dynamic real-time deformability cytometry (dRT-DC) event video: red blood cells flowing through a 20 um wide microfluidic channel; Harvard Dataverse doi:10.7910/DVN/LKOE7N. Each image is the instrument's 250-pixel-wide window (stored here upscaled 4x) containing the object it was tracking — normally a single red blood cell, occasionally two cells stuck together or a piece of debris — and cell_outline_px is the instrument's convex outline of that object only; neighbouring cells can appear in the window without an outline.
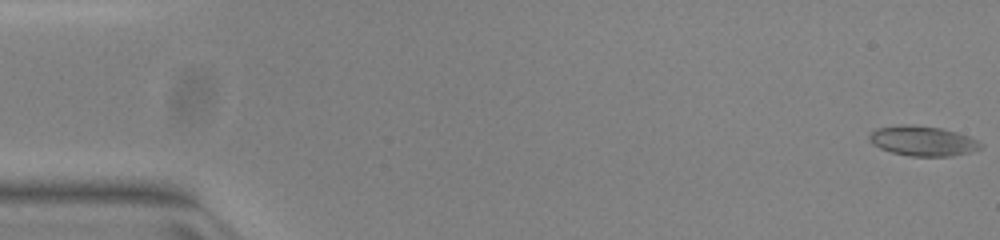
{"species": "common noctule bat (a hibernating species)", "species_latin": "Nyctalus noctula", "temperature_condition": "warm", "stored_images_in_passage": 52, "camera_frame_rate_fps": 3000, "um_per_image_px": 0.085, "animal": {"sex": "female", "body_mass_g": 23.0, "forearm_length_mm": 53.4}, "frame": {"image": 1, "passage_image": 1, "time_ms": 0.0, "image_size_px": [1000, 240], "cell_outline_px": [[984, 144], [980, 148], [968, 152], [952, 156], [908, 156], [892, 152], [880, 148], [872, 144], [868, 140], [868, 136], [876, 128], [908, 124], [940, 128], [956, 132], [968, 136]], "centroid_in_image_um": [78.4, 11.98], "position_along_channel_um": 6.6, "area_um2": 19.25}}
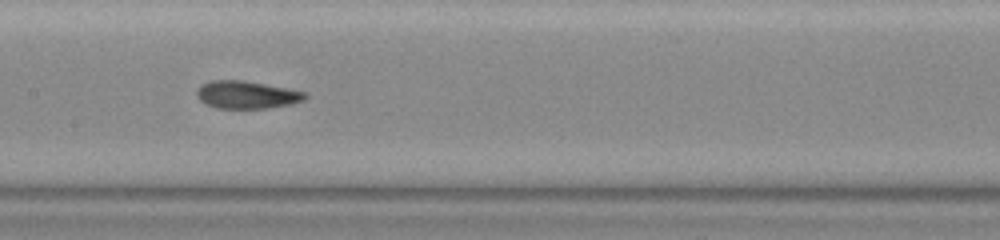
{"frame": {"image": 2, "passage_image": 26, "time_ms": 8.333, "image_size_px": [1000, 240], "cell_outline_px": [[308, 96], [304, 100], [288, 104], [268, 108], [216, 108], [204, 104], [196, 96], [196, 92], [204, 84], [212, 80], [240, 80], [264, 84], [308, 92]], "centroid_in_image_um": [20.97, 8.06], "position_along_channel_um": 186.4, "area_um2": 17.28}}
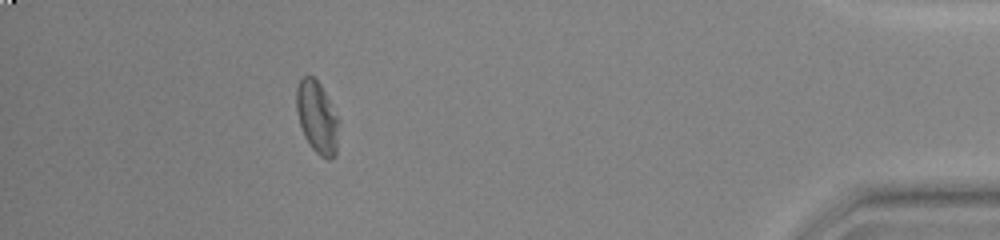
{"frame": {"image": 3, "passage_image": 47, "time_ms": 15.333, "image_size_px": [1000, 240], "cell_outline_px": [[340, 124], [336, 156], [328, 160], [320, 156], [312, 148], [304, 136], [300, 124], [296, 108], [296, 88], [300, 80], [304, 76], [312, 76], [320, 84], [340, 120]], "centroid_in_image_um": [26.98, 10.01], "position_along_channel_um": 408.2, "area_um2": 17.98}, "authors_computed_cell_mechanics": {"area_um2": 18.1492, "velocity_mm_per_s": 3.9755, "shape_relaxation_time_tau1_ms": null, "shape_relaxation_time_tau2_ms": 1.0947, "deformation_change_tau1": null, "deformation_change_tau2": 0.069}}